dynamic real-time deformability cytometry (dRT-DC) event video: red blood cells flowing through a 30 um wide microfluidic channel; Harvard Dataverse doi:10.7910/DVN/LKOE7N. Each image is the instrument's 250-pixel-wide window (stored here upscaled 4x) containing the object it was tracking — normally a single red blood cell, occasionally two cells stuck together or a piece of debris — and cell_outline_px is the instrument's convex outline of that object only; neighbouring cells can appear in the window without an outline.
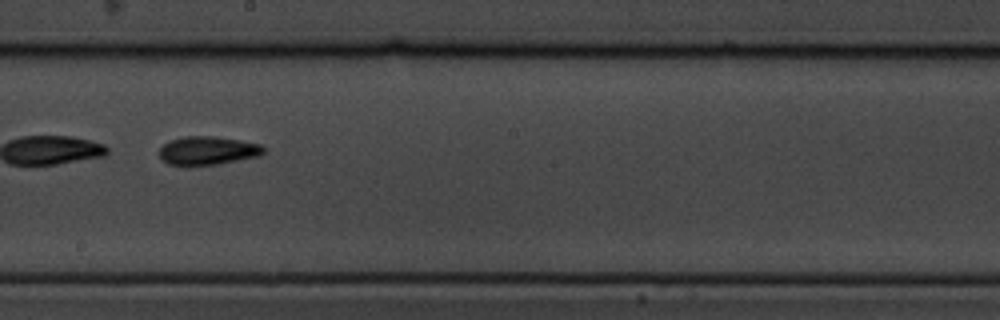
{"species": "common noctule bat (a hibernating species)", "species_latin": "Nyctalus noctula", "temperature_condition": "cold", "stored_images_in_passage": 12, "camera_frame_rate_fps": 3000, "um_per_image_px": 0.085, "animal": {"sex": "male", "body_mass_g": 19.5, "forearm_length_mm": 54.6}, "frame": {"image": 1, "passage_image": 9, "time_ms": 2.667, "image_size_px": [1000, 320], "cell_outline_px": [[264, 152], [260, 156], [220, 164], [188, 168], [168, 164], [160, 156], [160, 148], [168, 140], [184, 136], [216, 136], [240, 140], [260, 144], [264, 148]], "centroid_in_image_um": [17.63, 12.83], "position_along_channel_um": 230.6, "area_um2": 17.92}}